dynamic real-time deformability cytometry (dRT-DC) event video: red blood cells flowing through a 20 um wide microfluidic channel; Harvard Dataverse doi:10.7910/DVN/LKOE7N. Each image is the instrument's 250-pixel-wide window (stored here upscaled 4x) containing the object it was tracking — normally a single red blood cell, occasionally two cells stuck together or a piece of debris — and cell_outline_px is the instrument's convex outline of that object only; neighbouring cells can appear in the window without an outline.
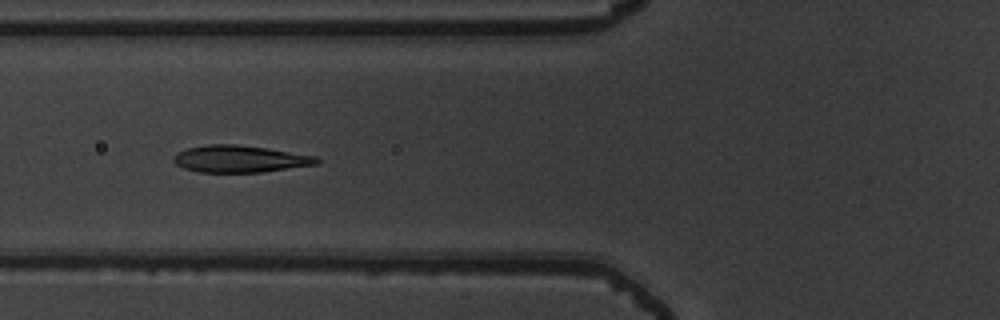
{"species": "common noctule bat (a hibernating species)", "species_latin": "Nyctalus noctula", "temperature_condition": "warm", "stored_images_in_passage": 53, "camera_frame_rate_fps": 3000, "um_per_image_px": 0.085, "animal": {"sex": "male", "body_mass_g": 19.5, "forearm_length_mm": 54.6}, "frame": {"image": 1, "passage_image": 21, "time_ms": 6.667, "image_size_px": [1000, 320], "cell_outline_px": [[320, 164], [260, 172], [200, 172], [184, 168], [176, 164], [172, 160], [184, 148], [208, 144], [236, 144], [268, 148], [316, 156], [320, 160]], "centroid_in_image_um": [20.41, 13.5], "position_along_channel_um": 105.4, "area_um2": 22.48}}
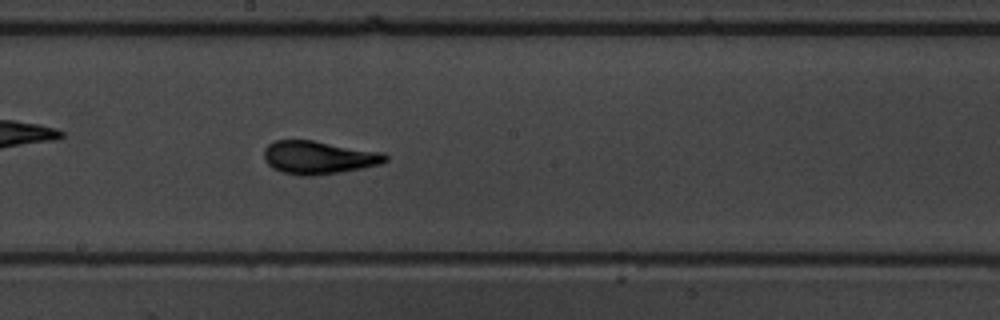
{"frame": {"image": 2, "passage_image": 30, "time_ms": 9.667, "image_size_px": [1000, 320], "cell_outline_px": [[388, 160], [380, 164], [364, 168], [340, 172], [312, 176], [300, 176], [284, 172], [272, 168], [264, 160], [264, 148], [268, 144], [276, 140], [312, 140], [384, 152], [388, 156]], "centroid_in_image_um": [27.1, 13.38], "position_along_channel_um": 221.1, "area_um2": 23.58}}
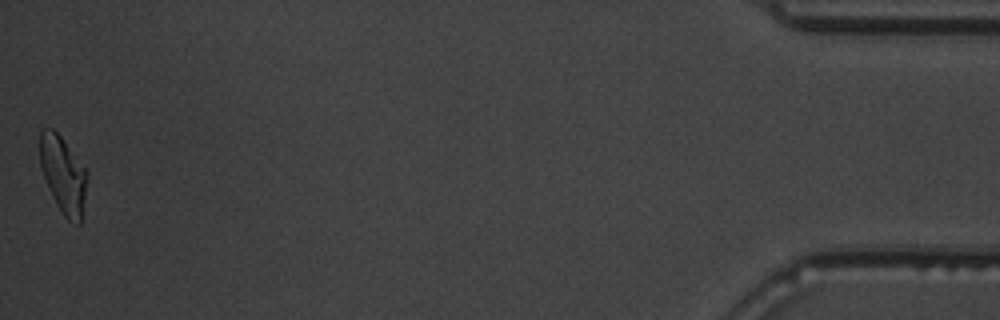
{"frame": {"image": 3, "passage_image": 53, "time_ms": 17.333, "image_size_px": [1000, 320], "cell_outline_px": [[88, 172], [80, 224], [76, 224], [68, 220], [64, 216], [56, 204], [52, 196], [40, 168], [40, 132], [44, 128], [52, 128], [60, 136]], "centroid_in_image_um": [5.35, 14.85], "position_along_channel_um": 429.8, "area_um2": 20.81}, "authors_computed_cell_mechanics": {"area_um2": 21.964, "velocity_mm_per_s": 3.8663, "shape_relaxation_time_tau1_ms": 3.9325, "shape_relaxation_time_tau2_ms": 0.8653, "deformation_change_tau1": 0.1881, "deformation_change_tau2": 0.0891}}